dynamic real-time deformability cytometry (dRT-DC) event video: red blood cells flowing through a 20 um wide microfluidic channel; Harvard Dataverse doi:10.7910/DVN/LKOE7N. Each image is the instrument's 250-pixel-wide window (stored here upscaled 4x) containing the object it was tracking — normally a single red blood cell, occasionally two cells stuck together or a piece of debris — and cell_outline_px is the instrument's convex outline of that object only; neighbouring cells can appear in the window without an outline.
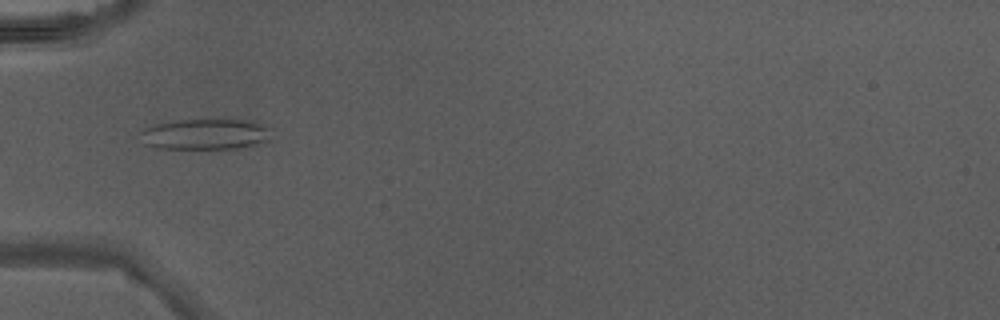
{"species": "Egyptian fruit bat (a non-hibernating species)", "species_latin": "Rousettus aegyptiacus", "temperature_condition": "warm", "stored_images_in_passage": 31, "camera_frame_rate_fps": 3000, "um_per_image_px": 0.085, "animal": {"sex": "male"}, "frame": {"image": 1, "passage_image": 1, "time_ms": 0.0, "image_size_px": [1000, 320], "cell_outline_px": [[272, 140], [236, 148], [156, 148], [144, 144], [140, 132], [156, 124], [180, 120], [252, 120], [272, 128]], "centroid_in_image_um": [17.54, 11.4], "position_along_channel_um": 67.5, "area_um2": 23.35}}
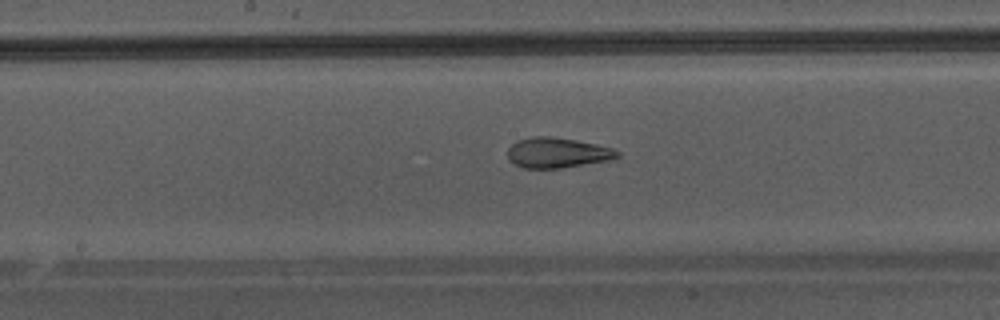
{"frame": {"image": 2, "passage_image": 10, "time_ms": 3.0, "image_size_px": [1000, 320], "cell_outline_px": [[620, 156], [608, 160], [560, 168], [524, 168], [512, 164], [508, 160], [508, 148], [516, 140], [532, 136], [548, 136], [596, 144], [612, 148], [620, 152]], "centroid_in_image_um": [47.31, 12.98], "position_along_channel_um": 200.9, "area_um2": 19.25}}
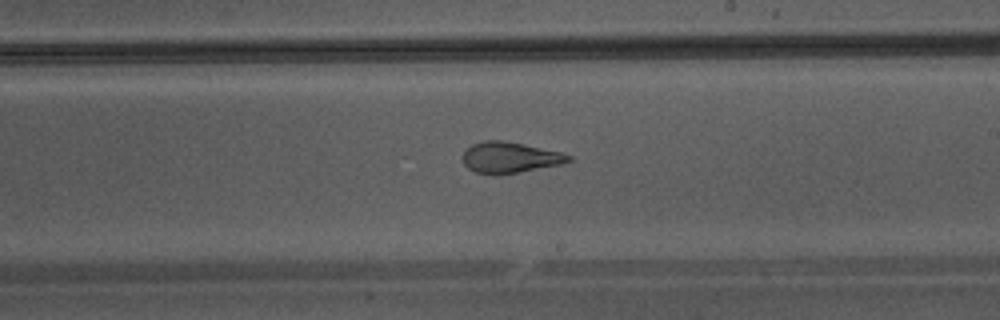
{"frame": {"image": 3, "passage_image": 13, "time_ms": 4.0, "image_size_px": [1000, 320], "cell_outline_px": [[572, 160], [560, 164], [516, 172], [476, 172], [468, 168], [464, 164], [464, 152], [472, 144], [484, 140], [500, 140], [560, 152], [572, 156]], "centroid_in_image_um": [43.34, 13.35], "position_along_channel_um": 245.7, "area_um2": 18.09}}